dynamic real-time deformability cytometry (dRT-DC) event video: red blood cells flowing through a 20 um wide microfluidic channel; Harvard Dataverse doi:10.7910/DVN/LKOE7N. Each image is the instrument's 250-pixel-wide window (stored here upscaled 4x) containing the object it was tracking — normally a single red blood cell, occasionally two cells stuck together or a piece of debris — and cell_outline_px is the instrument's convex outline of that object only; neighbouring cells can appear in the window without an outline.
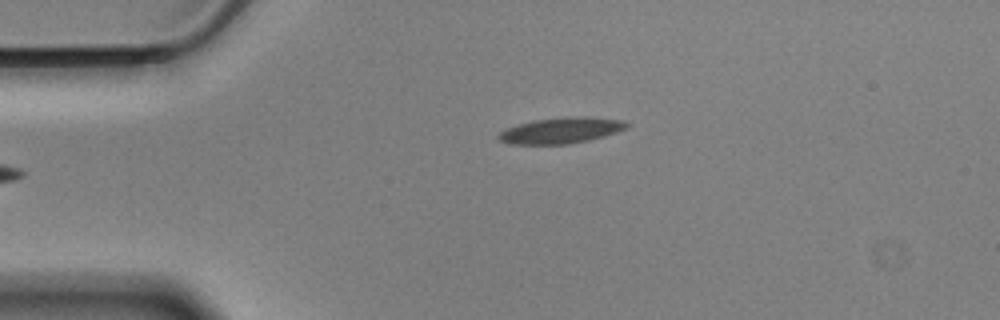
{"species": "Egyptian fruit bat (a non-hibernating species)", "species_latin": "Rousettus aegyptiacus", "temperature_condition": "cold", "stored_images_in_passage": 39, "camera_frame_rate_fps": 3000, "um_per_image_px": 0.085, "animal": {"sex": "male"}, "frame": {"image": 1, "passage_image": 1, "time_ms": 0.0, "image_size_px": [1000, 320], "cell_outline_px": [[628, 124], [624, 128], [616, 132], [604, 136], [588, 140], [568, 144], [508, 144], [500, 140], [496, 136], [500, 132], [508, 128], [520, 124], [536, 120], [568, 116], [576, 116], [624, 120]], "centroid_in_image_um": [47.66, 11.09], "position_along_channel_um": 37.3, "area_um2": 19.02}}
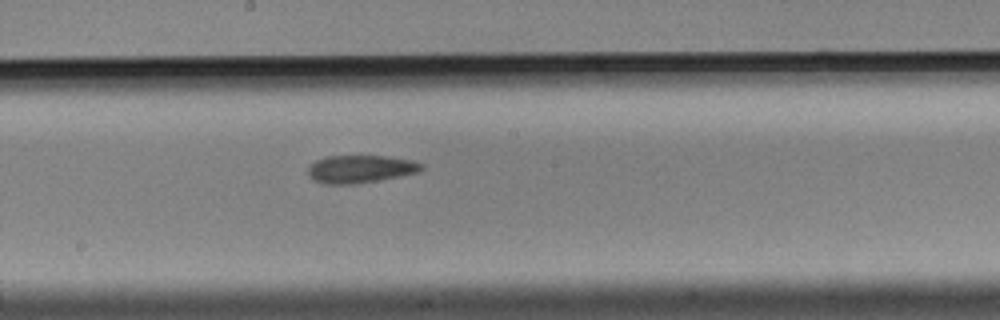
{"frame": {"image": 2, "passage_image": 19, "time_ms": 6.0, "image_size_px": [1000, 320], "cell_outline_px": [[424, 168], [420, 172], [376, 180], [352, 184], [324, 184], [308, 176], [308, 168], [316, 160], [328, 156], [384, 156], [412, 160], [424, 164]], "centroid_in_image_um": [30.65, 14.36], "position_along_channel_um": 217.6, "area_um2": 18.15}}
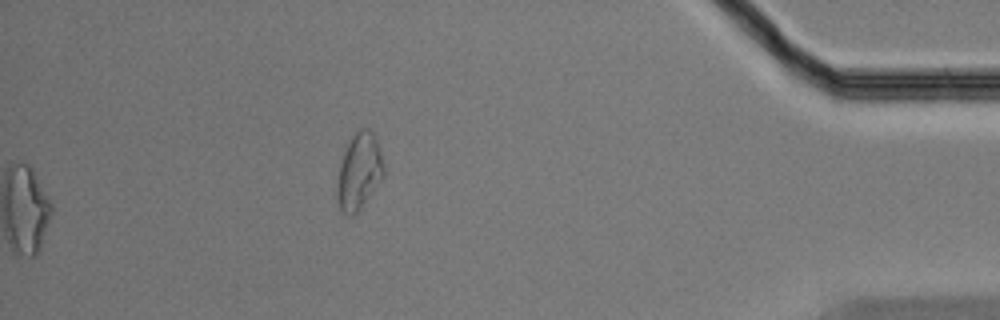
{"frame": {"image": 3, "passage_image": 39, "time_ms": 12.667, "image_size_px": [1000, 320], "cell_outline_px": [[384, 176], [360, 208], [352, 216], [348, 216], [340, 208], [336, 196], [336, 184], [340, 164], [344, 152], [352, 136], [360, 128], [368, 128], [372, 132], [376, 140], [380, 152], [384, 168]], "centroid_in_image_um": [30.5, 14.58], "position_along_channel_um": 404.7, "area_um2": 20.4}, "authors_computed_cell_mechanics": {"area_um2": 18.4382, "velocity_mm_per_s": 3.5085, "shape_relaxation_time_tau1_ms": 7.8254, "shape_relaxation_time_tau2_ms": 5.7784, "deformation_change_tau1": 0.1561, "deformation_change_tau2": 0.1081}}